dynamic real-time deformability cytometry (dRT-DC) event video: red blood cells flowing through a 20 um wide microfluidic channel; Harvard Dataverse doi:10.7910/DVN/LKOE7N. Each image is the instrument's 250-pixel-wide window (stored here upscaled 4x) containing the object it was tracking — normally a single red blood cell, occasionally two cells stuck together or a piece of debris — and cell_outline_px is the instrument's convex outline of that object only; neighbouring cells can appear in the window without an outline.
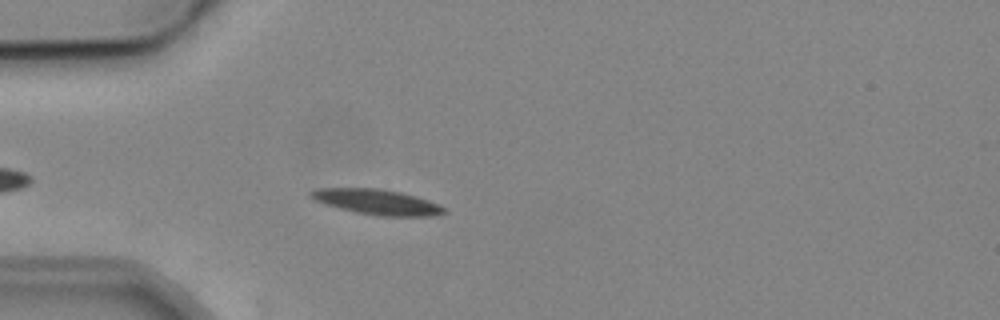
{"species": "common noctule bat (a hibernating species)", "species_latin": "Nyctalus noctula", "temperature_condition": "cold", "stored_images_in_passage": 6, "camera_frame_rate_fps": 3000, "um_per_image_px": 0.085, "animal": {"sex": "male", "body_mass_g": 19.2, "forearm_length_mm": 51.8}, "frame": {"image": 1, "passage_image": 5, "time_ms": 5.0, "image_size_px": [1000, 320], "cell_outline_px": [[444, 212], [432, 216], [380, 216], [356, 212], [324, 204], [308, 196], [308, 192], [316, 188], [380, 188], [400, 192], [416, 196], [440, 204], [444, 208]], "centroid_in_image_um": [32.01, 17.15], "position_along_channel_um": 53.0, "area_um2": 19.59}}